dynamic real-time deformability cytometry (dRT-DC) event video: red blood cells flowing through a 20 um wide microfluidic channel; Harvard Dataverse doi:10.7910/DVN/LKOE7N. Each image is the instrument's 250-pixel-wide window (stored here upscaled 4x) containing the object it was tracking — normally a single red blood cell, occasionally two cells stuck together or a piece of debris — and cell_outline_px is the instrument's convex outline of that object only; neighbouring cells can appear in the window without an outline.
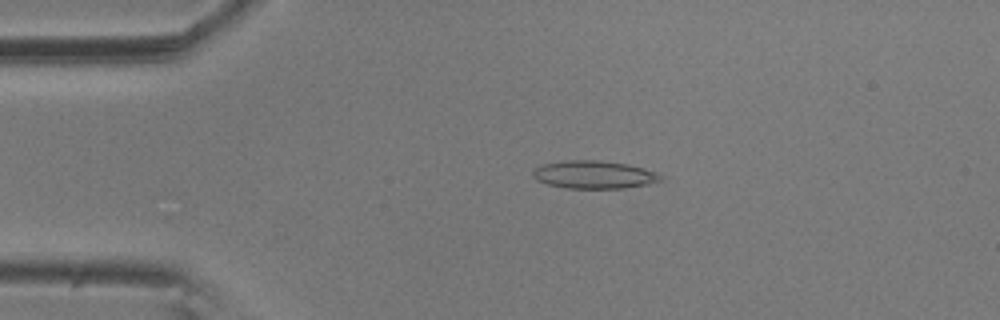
{"species": "common noctule bat (a hibernating species)", "species_latin": "Nyctalus noctula", "temperature_condition": "room temperature", "stored_images_in_passage": 3, "camera_frame_rate_fps": 3000, "um_per_image_px": 0.085, "animal": {"sex": "male", "body_mass_g": 20.5, "forearm_length_mm": 52.5}, "frame": {"image": 1, "passage_image": 2, "time_ms": 0.333, "image_size_px": [1000, 320], "cell_outline_px": [[664, 176], [660, 180], [648, 184], [624, 188], [564, 188], [548, 184], [536, 180], [532, 176], [532, 172], [540, 164], [564, 160], [596, 160], [628, 164], [644, 168], [656, 172]], "centroid_in_image_um": [50.47, 14.84], "position_along_channel_um": 34.5, "area_um2": 20.87}}